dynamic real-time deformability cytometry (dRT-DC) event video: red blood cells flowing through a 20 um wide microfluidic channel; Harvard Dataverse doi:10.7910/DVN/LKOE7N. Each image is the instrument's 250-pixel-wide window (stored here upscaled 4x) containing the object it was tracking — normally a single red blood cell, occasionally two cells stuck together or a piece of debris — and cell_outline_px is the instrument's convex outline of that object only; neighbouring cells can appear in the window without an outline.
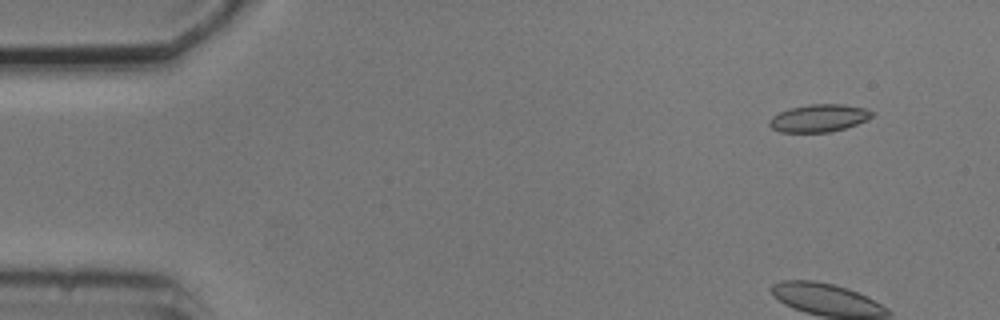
{"species": "common noctule bat (a hibernating species)", "species_latin": "Nyctalus noctula", "temperature_condition": "cold", "stored_images_in_passage": 6, "camera_frame_rate_fps": 3000, "um_per_image_px": 0.085, "animal": {"sex": "male", "body_mass_g": 20.5, "forearm_length_mm": 52.5}, "frame": {"image": 1, "passage_image": 2, "time_ms": 1.333, "image_size_px": [1000, 320], "cell_outline_px": [[876, 112], [868, 120], [832, 132], [780, 132], [772, 128], [768, 124], [768, 120], [772, 116], [788, 108], [808, 104], [840, 104], [864, 108]], "centroid_in_image_um": [69.6, 10.04], "position_along_channel_um": 15.4, "area_um2": 16.59}}